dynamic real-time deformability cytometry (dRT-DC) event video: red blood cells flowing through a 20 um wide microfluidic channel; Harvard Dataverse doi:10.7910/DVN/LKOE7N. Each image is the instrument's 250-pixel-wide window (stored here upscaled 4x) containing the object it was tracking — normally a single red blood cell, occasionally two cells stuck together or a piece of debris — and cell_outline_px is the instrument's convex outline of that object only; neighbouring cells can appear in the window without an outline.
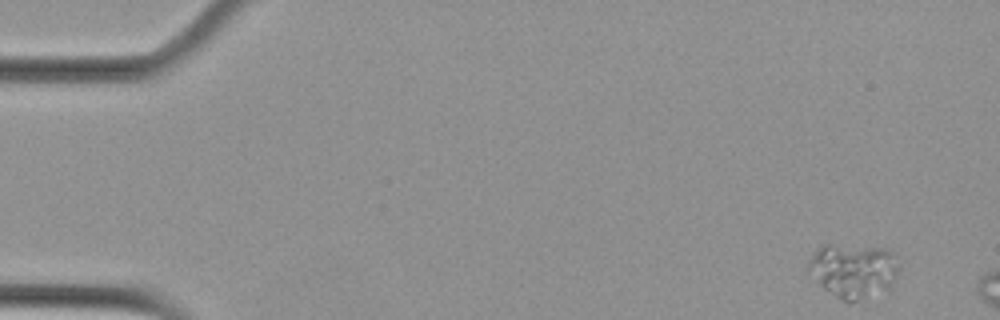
{"species": "Egyptian fruit bat (a non-hibernating species)", "species_latin": "Rousettus aegyptiacus", "temperature_condition": "cold", "stored_images_in_passage": 3, "camera_frame_rate_fps": 3000, "um_per_image_px": 0.085, "animal": {"sex": "female"}, "frame": {"image": 1, "passage_image": 1, "time_ms": 0.0, "image_size_px": [1000, 320], "cell_outline_px": [[900, 272], [892, 284], [888, 288], [848, 304], [840, 300], [824, 288], [816, 280], [808, 268], [808, 260], [820, 244], [828, 244], [884, 248], [892, 252], [900, 264]], "centroid_in_image_um": [72.55, 22.98], "position_along_channel_um": 12.5, "area_um2": 28.73}}